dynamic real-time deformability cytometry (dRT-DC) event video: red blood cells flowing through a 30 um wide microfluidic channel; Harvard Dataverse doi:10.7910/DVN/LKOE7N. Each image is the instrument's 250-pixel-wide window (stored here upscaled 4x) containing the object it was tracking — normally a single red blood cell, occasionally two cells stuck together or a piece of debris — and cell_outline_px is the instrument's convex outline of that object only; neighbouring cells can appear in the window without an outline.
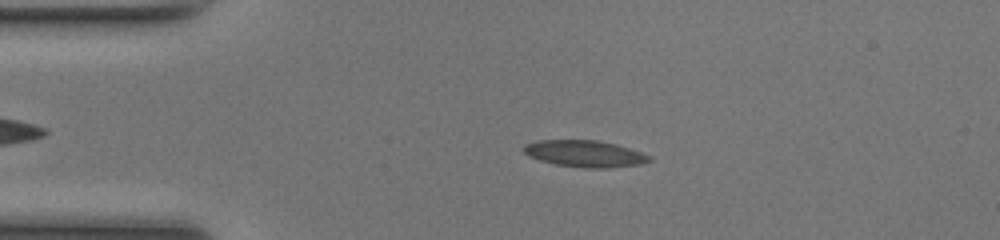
{"species": "common noctule bat (a hibernating species)", "species_latin": "Nyctalus noctula", "temperature_condition": "room temperature", "stored_images_in_passage": 49, "camera_frame_rate_fps": 3000, "um_per_image_px": 0.085, "animal": {"sex": "female", "body_mass_g": 17.0, "forearm_length_mm": 48.0}, "frame": {"image": 1, "passage_image": 10, "time_ms": 3.0, "image_size_px": [1000, 240], "cell_outline_px": [[652, 160], [640, 164], [608, 168], [584, 168], [556, 164], [540, 160], [528, 156], [524, 152], [524, 144], [540, 140], [600, 140], [616, 144], [652, 156]], "centroid_in_image_um": [49.72, 13.06], "position_along_channel_um": 35.3, "area_um2": 19.48}}
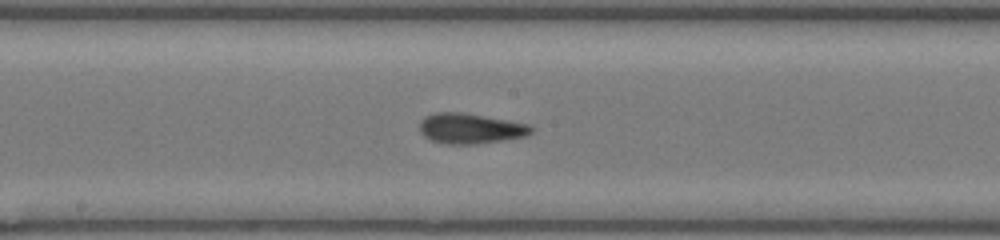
{"frame": {"image": 2, "passage_image": 25, "time_ms": 8.0, "image_size_px": [1000, 240], "cell_outline_px": [[532, 132], [528, 136], [476, 144], [444, 144], [432, 140], [424, 136], [420, 132], [420, 120], [424, 116], [436, 112], [460, 112], [532, 124]], "centroid_in_image_um": [39.99, 10.92], "position_along_channel_um": 208.2, "area_um2": 19.83}}
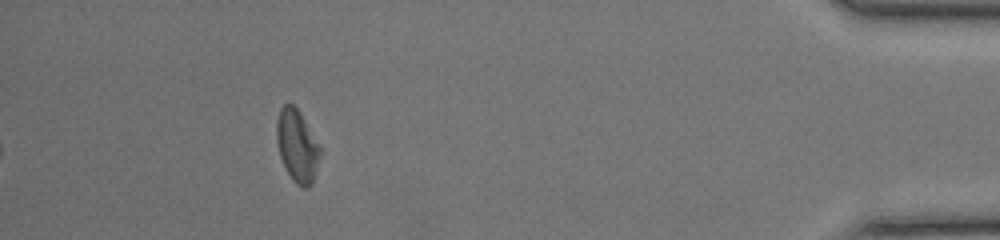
{"frame": {"image": 3, "passage_image": 44, "time_ms": 14.333, "image_size_px": [1000, 240], "cell_outline_px": [[320, 156], [312, 184], [308, 188], [304, 188], [296, 184], [292, 180], [280, 156], [276, 140], [276, 120], [280, 108], [284, 104], [292, 104], [300, 112], [320, 148]], "centroid_in_image_um": [25.23, 12.4], "position_along_channel_um": 410.0, "area_um2": 18.09}, "authors_computed_cell_mechanics": {"area_um2": 19.3052, "velocity_mm_per_s": 4.1783, "shape_relaxation_time_tau1_ms": null, "shape_relaxation_time_tau2_ms": 2.1037, "deformation_change_tau1": null, "deformation_change_tau2": 0.0934}}